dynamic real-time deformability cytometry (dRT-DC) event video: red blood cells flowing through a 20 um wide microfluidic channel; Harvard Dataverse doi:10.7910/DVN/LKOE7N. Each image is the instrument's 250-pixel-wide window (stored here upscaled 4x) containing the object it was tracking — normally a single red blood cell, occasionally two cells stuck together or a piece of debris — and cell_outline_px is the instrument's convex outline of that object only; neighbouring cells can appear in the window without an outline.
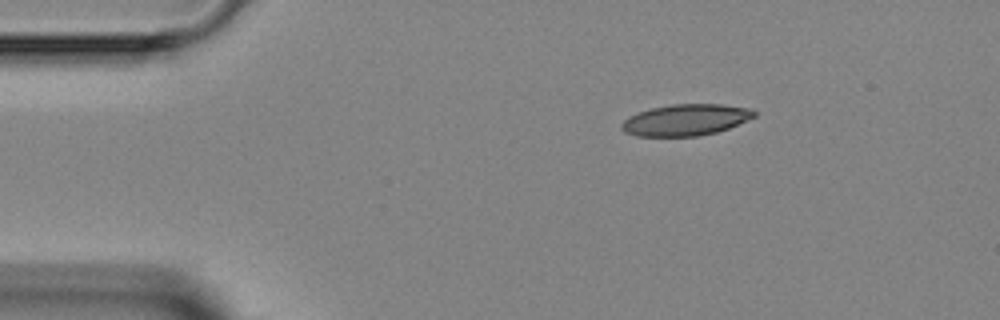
{"species": "Egyptian fruit bat (a non-hibernating species)", "species_latin": "Rousettus aegyptiacus", "temperature_condition": "room temperature", "stored_images_in_passage": 2, "camera_frame_rate_fps": 3000, "um_per_image_px": 0.085, "animal": {"sex": "female"}, "frame": {"image": 1, "passage_image": 1, "time_ms": 0.0, "image_size_px": [1000, 320], "cell_outline_px": [[756, 116], [728, 128], [716, 132], [696, 136], [636, 136], [624, 132], [620, 128], [620, 124], [628, 116], [652, 108], [672, 104], [720, 104], [752, 108], [756, 112]], "centroid_in_image_um": [58.27, 10.19], "position_along_channel_um": 26.7, "area_um2": 24.22}}